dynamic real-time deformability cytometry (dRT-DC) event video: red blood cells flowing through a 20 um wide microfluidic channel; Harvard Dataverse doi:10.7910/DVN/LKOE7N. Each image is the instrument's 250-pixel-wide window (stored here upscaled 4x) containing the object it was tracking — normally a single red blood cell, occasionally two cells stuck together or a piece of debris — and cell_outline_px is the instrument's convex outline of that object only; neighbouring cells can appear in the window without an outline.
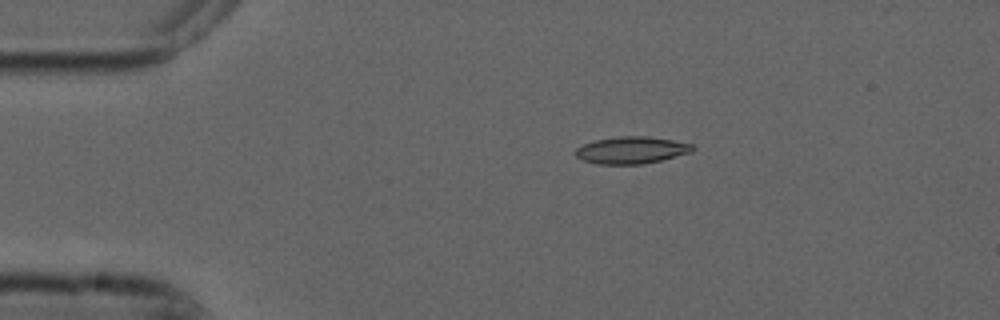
{"species": "common noctule bat (a hibernating species)", "species_latin": "Nyctalus noctula", "temperature_condition": "cold", "stored_images_in_passage": 4, "camera_frame_rate_fps": 3000, "um_per_image_px": 0.085, "animal": {"sex": "male", "forearm_length_mm": 52.5}, "frame": {"image": 1, "passage_image": 2, "time_ms": 0.333, "image_size_px": [1000, 320], "cell_outline_px": [[696, 148], [692, 152], [660, 160], [640, 164], [596, 164], [584, 160], [576, 156], [576, 148], [584, 144], [596, 140], [620, 136], [644, 136], [672, 140], [692, 144]], "centroid_in_image_um": [53.69, 12.76], "position_along_channel_um": 31.3, "area_um2": 18.21}}
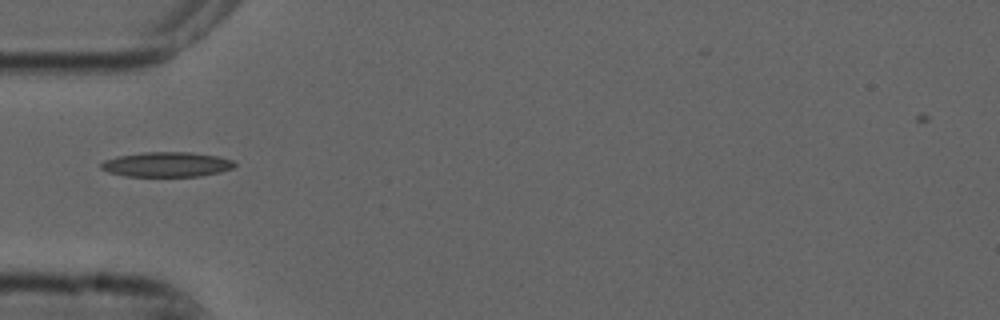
{"frame": {"image": 2, "passage_image": 4, "time_ms": 1.0, "image_size_px": [1000, 320], "cell_outline_px": [[236, 164], [232, 168], [220, 172], [200, 176], [124, 176], [108, 172], [100, 168], [100, 164], [104, 160], [116, 156], [144, 152], [192, 152], [216, 156], [232, 160]], "centroid_in_image_um": [14.13, 13.97], "position_along_channel_um": 70.9, "area_um2": 19.36}}